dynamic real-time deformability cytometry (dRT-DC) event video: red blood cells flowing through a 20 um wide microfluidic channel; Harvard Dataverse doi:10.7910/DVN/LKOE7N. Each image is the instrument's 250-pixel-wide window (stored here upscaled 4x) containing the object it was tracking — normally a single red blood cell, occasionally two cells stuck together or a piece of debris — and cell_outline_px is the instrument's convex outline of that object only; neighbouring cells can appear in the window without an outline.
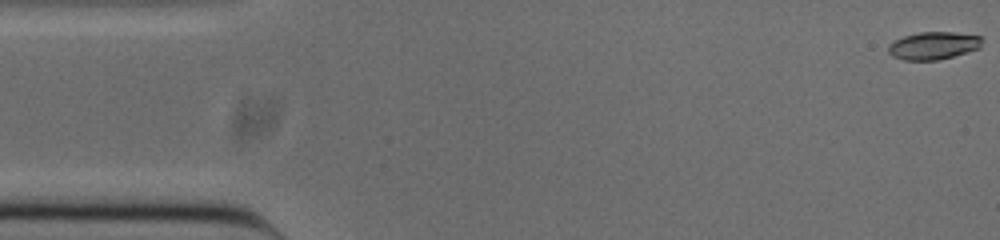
{"species": "common noctule bat (a hibernating species)", "species_latin": "Nyctalus noctula", "temperature_condition": "cold", "stored_images_in_passage": 52, "camera_frame_rate_fps": 3000, "um_per_image_px": 0.085, "animal": {"sex": "male", "body_mass_g": 20.0, "forearm_length_mm": 53.3}, "frame": {"image": 1, "passage_image": 1, "time_ms": 0.0, "image_size_px": [1000, 240], "cell_outline_px": [[984, 40], [980, 48], [968, 52], [936, 60], [904, 60], [892, 56], [888, 52], [888, 44], [904, 36], [920, 32], [952, 32], [980, 36]], "centroid_in_image_um": [79.35, 3.88], "position_along_channel_um": 5.6, "area_um2": 15.09}}
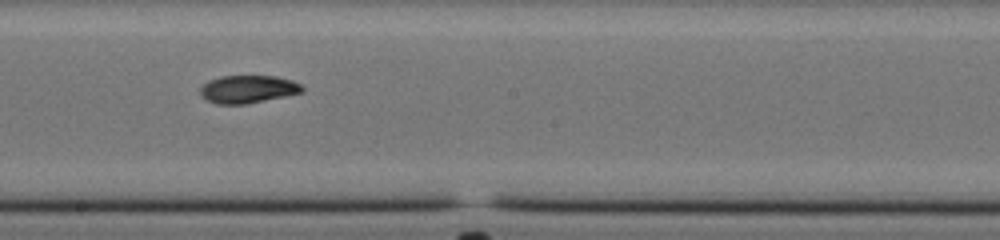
{"frame": {"image": 2, "passage_image": 28, "time_ms": 9.0, "image_size_px": [1000, 240], "cell_outline_px": [[304, 92], [244, 104], [216, 104], [200, 96], [200, 88], [208, 80], [220, 76], [276, 76], [292, 80], [300, 84], [304, 88]], "centroid_in_image_um": [21.06, 7.57], "position_along_channel_um": 227.1, "area_um2": 16.47}}
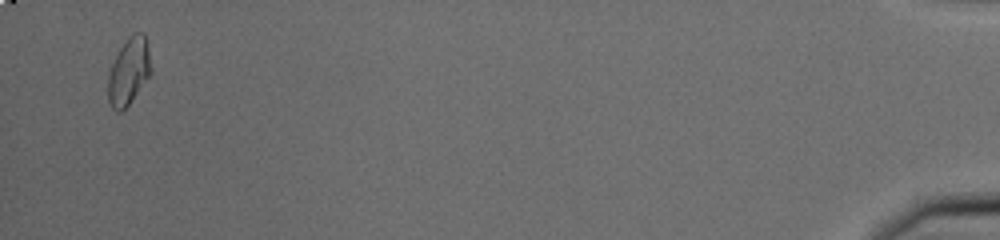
{"frame": {"image": 3, "passage_image": 51, "time_ms": 16.667, "image_size_px": [1000, 240], "cell_outline_px": [[152, 72], [128, 104], [120, 112], [116, 112], [112, 108], [108, 100], [108, 76], [112, 64], [120, 48], [128, 36], [132, 32], [144, 32], [148, 44], [152, 68]], "centroid_in_image_um": [10.96, 6.02], "position_along_channel_um": 424.2, "area_um2": 16.76}, "authors_computed_cell_mechanics": {"area_um2": 16.5886, "velocity_mm_per_s": 3.8529, "shape_relaxation_time_tau1_ms": null, "shape_relaxation_time_tau2_ms": 2.4966, "deformation_change_tau1": null, "deformation_change_tau2": 0.0605}}